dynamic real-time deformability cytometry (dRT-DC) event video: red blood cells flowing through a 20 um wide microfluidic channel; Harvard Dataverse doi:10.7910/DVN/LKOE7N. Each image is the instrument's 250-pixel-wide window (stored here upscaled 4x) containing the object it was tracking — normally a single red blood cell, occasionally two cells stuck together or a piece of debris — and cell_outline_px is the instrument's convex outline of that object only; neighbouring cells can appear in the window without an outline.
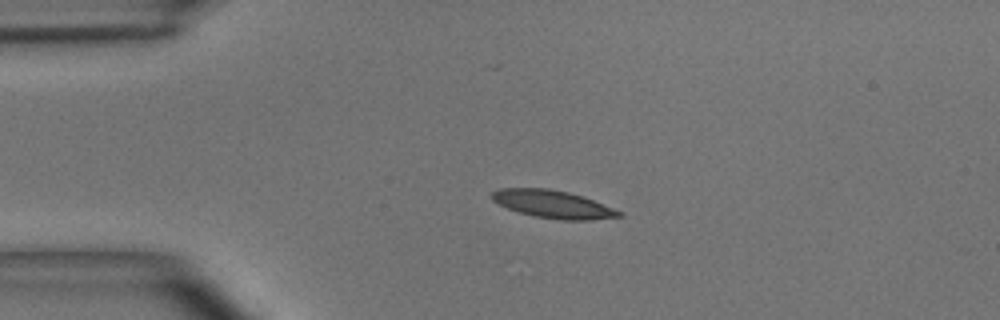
{"species": "common noctule bat (a hibernating species)", "species_latin": "Nyctalus noctula", "temperature_condition": "room temperature", "stored_images_in_passage": 22, "camera_frame_rate_fps": 3000, "um_per_image_px": 0.085, "animal": {"sex": "male", "body_mass_g": 15.6}, "frame": {"image": 1, "passage_image": 1, "time_ms": 0.0, "image_size_px": [1000, 320], "cell_outline_px": [[624, 216], [592, 220], [560, 220], [536, 216], [520, 212], [508, 208], [492, 200], [488, 196], [492, 192], [500, 188], [548, 188], [568, 192], [592, 200], [624, 212]], "centroid_in_image_um": [47.0, 17.36], "position_along_channel_um": 38.0, "area_um2": 20.46}}
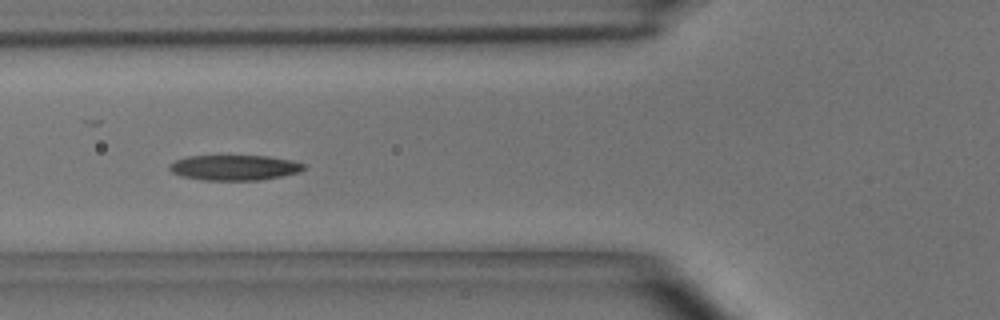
{"frame": {"image": 2, "passage_image": 9, "time_ms": 2.667, "image_size_px": [1000, 320], "cell_outline_px": [[304, 168], [300, 172], [284, 176], [260, 180], [204, 180], [180, 176], [172, 172], [168, 168], [168, 164], [176, 160], [188, 156], [268, 156], [292, 160], [304, 164]], "centroid_in_image_um": [19.92, 14.25], "position_along_channel_um": 105.9, "area_um2": 19.88}}
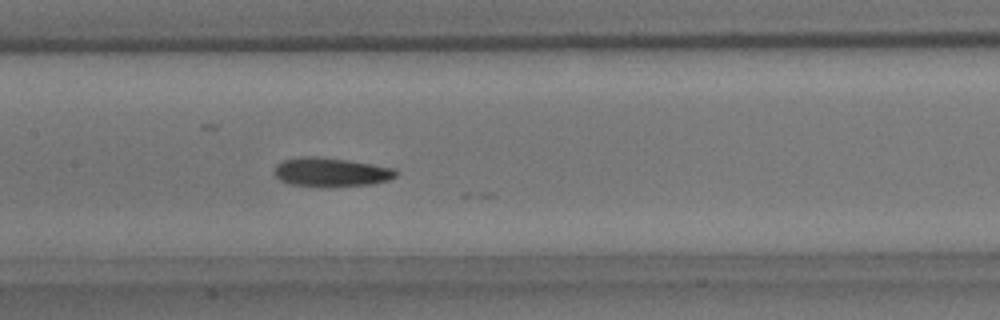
{"frame": {"image": 3, "passage_image": 15, "time_ms": 4.667, "image_size_px": [1000, 320], "cell_outline_px": [[400, 172], [396, 176], [388, 180], [372, 184], [324, 188], [320, 188], [288, 184], [280, 180], [272, 172], [276, 164], [284, 160], [304, 156], [320, 156], [348, 160], [396, 168]], "centroid_in_image_um": [28.13, 14.65], "position_along_channel_um": 179.3, "area_um2": 21.15}}